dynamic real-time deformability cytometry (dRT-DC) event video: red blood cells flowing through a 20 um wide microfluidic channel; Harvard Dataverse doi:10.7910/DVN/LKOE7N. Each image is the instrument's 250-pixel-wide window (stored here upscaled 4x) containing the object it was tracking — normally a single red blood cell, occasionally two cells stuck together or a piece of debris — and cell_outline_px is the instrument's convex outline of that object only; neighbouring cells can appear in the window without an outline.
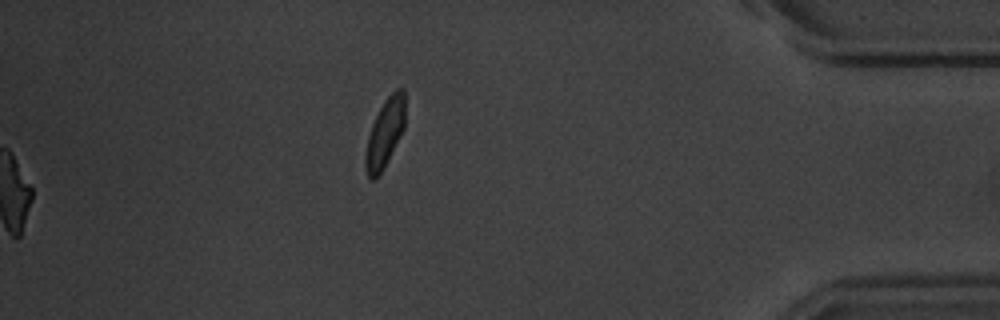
{"species": "common noctule bat (a hibernating species)", "species_latin": "Nyctalus noctula", "temperature_condition": "warm", "stored_images_in_passage": 41, "camera_frame_rate_fps": 3000, "um_per_image_px": 0.085, "animal": {"sex": "male", "body_mass_g": 20.1, "forearm_length_mm": 53.5}, "frame": {"image": 1, "passage_image": 41, "time_ms": 13.333, "image_size_px": [1000, 320], "cell_outline_px": [[404, 128], [384, 168], [372, 180], [368, 176], [364, 164], [364, 156], [368, 136], [372, 124], [384, 100], [396, 88], [404, 88]], "centroid_in_image_um": [32.71, 11.3], "position_along_channel_um": 402.5, "area_um2": 15.61}, "authors_computed_cell_mechanics": {"area_um2": 19.363, "velocity_mm_per_s": 3.519, "shape_relaxation_time_tau1_ms": 3.5624, "shape_relaxation_time_tau2_ms": 2.9073, "deformation_change_tau1": 0.1556, "deformation_change_tau2": 0.104}}